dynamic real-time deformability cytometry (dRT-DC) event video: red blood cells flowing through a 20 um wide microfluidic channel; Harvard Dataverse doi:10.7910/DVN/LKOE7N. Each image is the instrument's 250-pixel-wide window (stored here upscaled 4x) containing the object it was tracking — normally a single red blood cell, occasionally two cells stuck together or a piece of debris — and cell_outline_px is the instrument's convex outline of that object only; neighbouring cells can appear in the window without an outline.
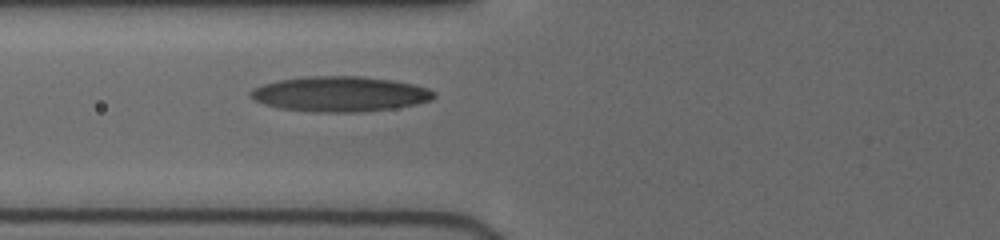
{"species": "human", "species_latin": "Homo sapiens", "temperature_condition": "cold", "stored_images_in_passage": 48, "camera_frame_rate_fps": 3000, "um_per_image_px": 0.085, "donor": {"sex": "female"}, "frame": {"image": 1, "passage_image": 5, "time_ms": 1.333, "image_size_px": [1000, 240], "cell_outline_px": [[436, 96], [432, 100], [416, 104], [392, 108], [364, 112], [316, 112], [280, 108], [264, 104], [252, 100], [248, 96], [248, 92], [252, 88], [264, 84], [280, 80], [308, 76], [360, 76], [392, 80], [412, 84], [428, 88], [436, 92]], "centroid_in_image_um": [28.88, 7.99], "position_along_channel_um": 96.9, "area_um2": 37.74}}
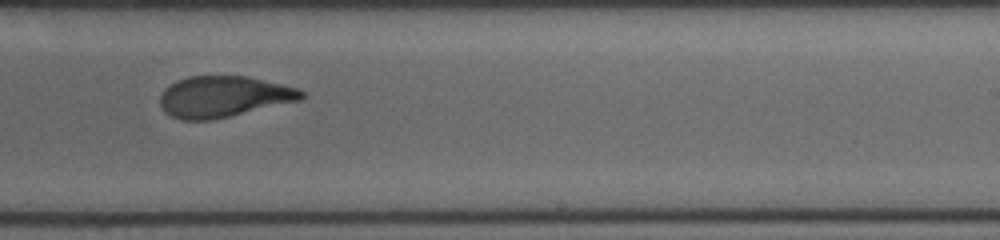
{"frame": {"image": 2, "passage_image": 23, "time_ms": 5.667, "image_size_px": [1000, 240], "cell_outline_px": [[304, 96], [300, 100], [212, 120], [180, 120], [164, 112], [160, 104], [160, 96], [164, 88], [176, 80], [188, 76], [248, 76], [300, 88], [304, 92]], "centroid_in_image_um": [18.98, 8.2], "position_along_channel_um": 270.0, "area_um2": 33.99}}
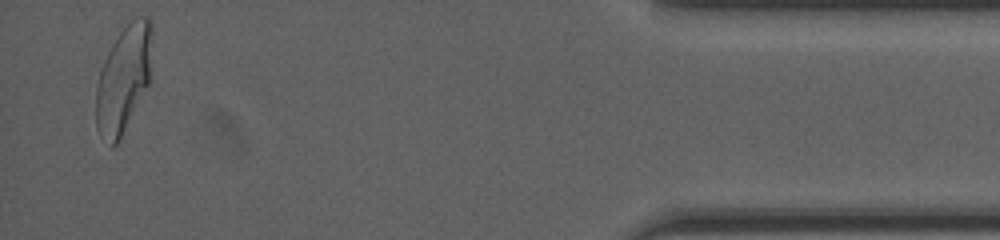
{"frame": {"image": 3, "passage_image": 46, "time_ms": 11.0, "image_size_px": [1000, 240], "cell_outline_px": [[152, 32], [148, 84], [116, 144], [112, 148], [100, 136], [96, 128], [96, 84], [100, 68], [112, 44], [120, 32], [136, 16], [148, 16], [152, 24]], "centroid_in_image_um": [10.47, 6.69], "position_along_channel_um": 424.7, "area_um2": 34.39}, "authors_computed_cell_mechanics": {"area_um2": 34.7956, "velocity_mm_per_s": 3.9928, "shape_relaxation_time_tau1_ms": 7.2798, "shape_relaxation_time_tau2_ms": 1.1171, "deformation_change_tau1": 0.2493, "deformation_change_tau2": 0.0833}}